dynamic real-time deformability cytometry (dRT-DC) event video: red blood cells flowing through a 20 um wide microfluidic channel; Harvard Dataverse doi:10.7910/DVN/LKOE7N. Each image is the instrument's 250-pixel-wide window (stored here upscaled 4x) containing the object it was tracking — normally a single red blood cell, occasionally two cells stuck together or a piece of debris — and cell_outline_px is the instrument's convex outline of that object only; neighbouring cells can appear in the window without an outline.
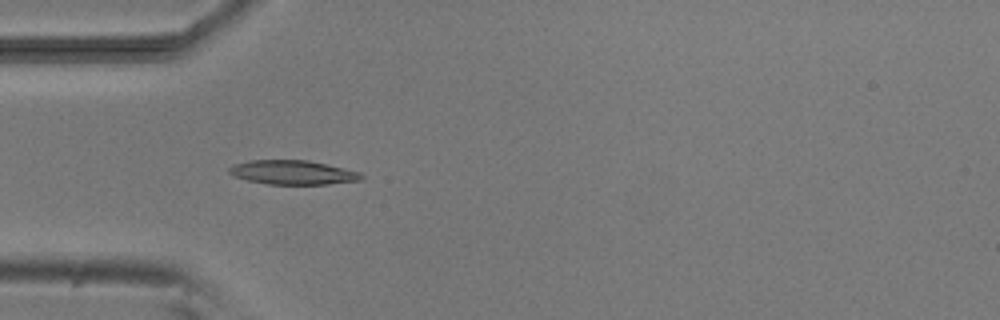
{"species": "common noctule bat (a hibernating species)", "species_latin": "Nyctalus noctula", "temperature_condition": "room temperature", "stored_images_in_passage": 5, "camera_frame_rate_fps": 3000, "um_per_image_px": 0.085, "animal": {"sex": "male", "body_mass_g": 20.5, "forearm_length_mm": 52.5}, "frame": {"image": 1, "passage_image": 4, "time_ms": 4.333, "image_size_px": [1000, 320], "cell_outline_px": [[364, 176], [360, 180], [328, 184], [268, 184], [248, 180], [236, 176], [228, 172], [228, 168], [236, 164], [248, 160], [308, 160], [328, 164], [360, 172]], "centroid_in_image_um": [24.91, 14.65], "position_along_channel_um": 60.1, "area_um2": 18.5}}
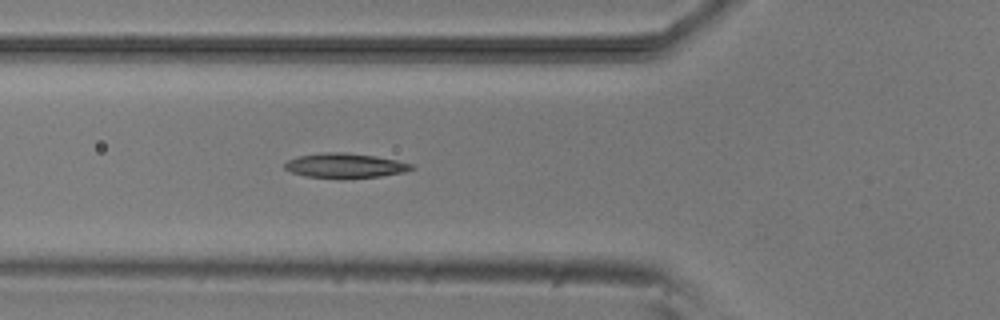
{"frame": {"image": 2, "passage_image": 5, "time_ms": 5.333, "image_size_px": [1000, 320], "cell_outline_px": [[416, 168], [404, 172], [380, 176], [340, 180], [304, 176], [292, 172], [284, 168], [284, 164], [288, 160], [296, 156], [324, 152], [344, 152], [376, 156], [396, 160], [412, 164]], "centroid_in_image_um": [29.31, 14.09], "position_along_channel_um": 96.5, "area_um2": 18.67}}